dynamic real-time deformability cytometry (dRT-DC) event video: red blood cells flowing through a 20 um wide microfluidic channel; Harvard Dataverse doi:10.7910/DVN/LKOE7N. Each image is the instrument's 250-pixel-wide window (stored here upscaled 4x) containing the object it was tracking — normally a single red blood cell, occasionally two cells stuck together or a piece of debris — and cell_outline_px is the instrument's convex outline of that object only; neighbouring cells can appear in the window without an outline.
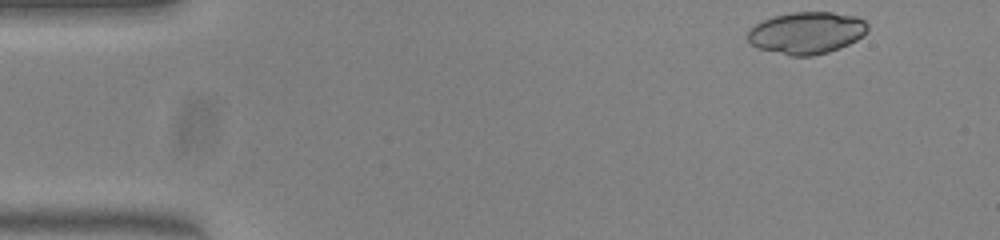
{"species": "common noctule bat (a hibernating species)", "species_latin": "Nyctalus noctula", "temperature_condition": "warm", "stored_images_in_passage": 47, "camera_frame_rate_fps": 3000, "um_per_image_px": 0.085, "animal": {"sex": "female", "body_mass_g": 23.0, "forearm_length_mm": 53.4}, "frame": {"image": 1, "passage_image": 1, "time_ms": 0.0, "image_size_px": [1000, 240], "cell_outline_px": [[868, 32], [864, 36], [840, 48], [828, 52], [812, 56], [792, 56], [756, 48], [748, 40], [748, 28], [764, 20], [776, 16], [792, 12], [832, 12], [856, 16], [864, 20], [868, 24]], "centroid_in_image_um": [68.58, 2.8], "position_along_channel_um": 16.4, "area_um2": 29.48}}
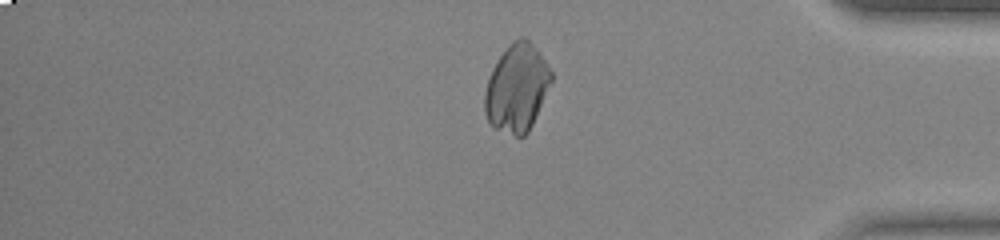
{"frame": {"image": 2, "passage_image": 39, "time_ms": 12.667, "image_size_px": [1000, 240], "cell_outline_px": [[552, 80], [532, 124], [528, 132], [524, 136], [516, 136], [492, 128], [484, 112], [484, 92], [492, 68], [500, 56], [520, 36], [524, 36], [528, 40], [544, 60], [552, 72]], "centroid_in_image_um": [43.91, 7.52], "position_along_channel_um": 391.3, "area_um2": 33.41}}